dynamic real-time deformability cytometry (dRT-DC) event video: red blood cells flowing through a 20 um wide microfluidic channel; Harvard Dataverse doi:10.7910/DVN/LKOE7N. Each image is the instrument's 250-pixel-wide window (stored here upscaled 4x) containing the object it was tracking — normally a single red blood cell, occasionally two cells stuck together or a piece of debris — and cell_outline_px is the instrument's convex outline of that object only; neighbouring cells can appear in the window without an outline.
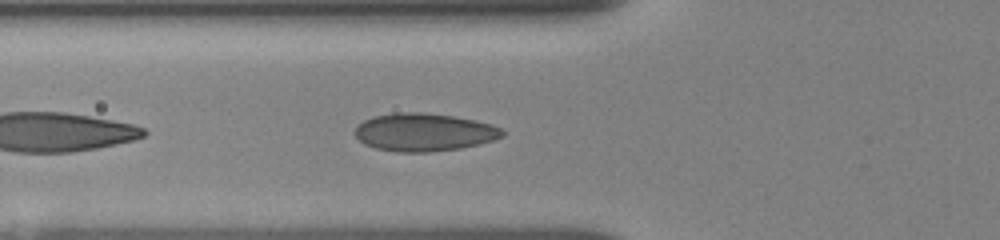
{"species": "human", "species_latin": "Homo sapiens", "temperature_condition": "room temperature", "stored_images_in_passage": 37, "camera_frame_rate_fps": 3000, "um_per_image_px": 0.085, "donor": {"sex": "female"}, "frame": {"image": 1, "passage_image": 4, "time_ms": 1.0, "image_size_px": [1000, 240], "cell_outline_px": [[504, 136], [480, 144], [460, 148], [428, 152], [396, 152], [376, 148], [364, 144], [356, 136], [356, 128], [364, 120], [372, 116], [396, 112], [424, 112], [456, 116], [476, 120], [492, 124], [500, 128], [504, 132]], "centroid_in_image_um": [36.06, 11.23], "position_along_channel_um": 89.7, "area_um2": 32.66}}
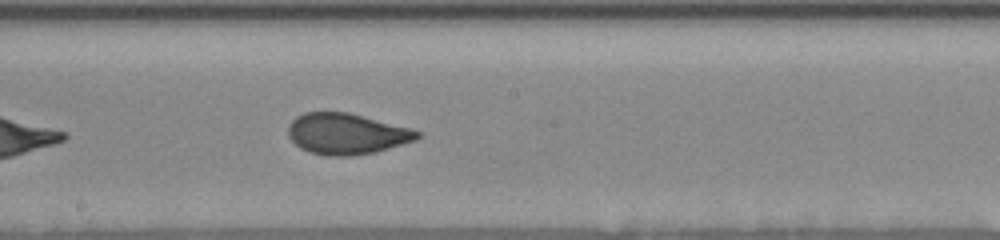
{"frame": {"image": 2, "passage_image": 16, "time_ms": 4.333, "image_size_px": [1000, 240], "cell_outline_px": [[424, 136], [416, 140], [376, 152], [352, 156], [328, 156], [308, 152], [300, 148], [288, 136], [288, 124], [296, 116], [304, 112], [348, 112], [412, 128], [420, 132]], "centroid_in_image_um": [29.47, 11.37], "position_along_channel_um": 218.7, "area_um2": 31.15}}
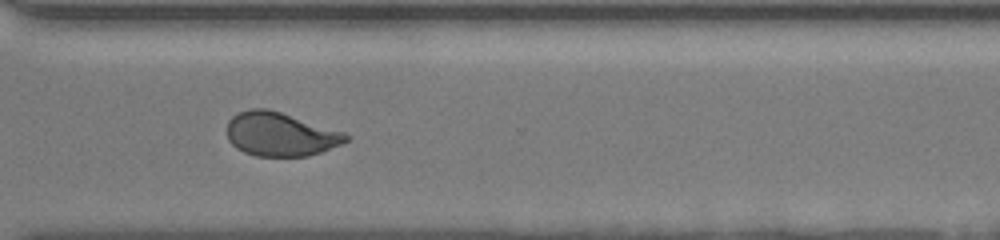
{"frame": {"image": 3, "passage_image": 36, "time_ms": 7.667, "image_size_px": [1000, 240], "cell_outline_px": [[348, 140], [340, 144], [320, 152], [308, 156], [256, 156], [244, 152], [236, 148], [228, 140], [228, 120], [232, 116], [240, 112], [252, 108], [268, 108], [344, 132], [348, 136]], "centroid_in_image_um": [23.8, 11.41], "position_along_channel_um": 346.8, "area_um2": 30.11}}